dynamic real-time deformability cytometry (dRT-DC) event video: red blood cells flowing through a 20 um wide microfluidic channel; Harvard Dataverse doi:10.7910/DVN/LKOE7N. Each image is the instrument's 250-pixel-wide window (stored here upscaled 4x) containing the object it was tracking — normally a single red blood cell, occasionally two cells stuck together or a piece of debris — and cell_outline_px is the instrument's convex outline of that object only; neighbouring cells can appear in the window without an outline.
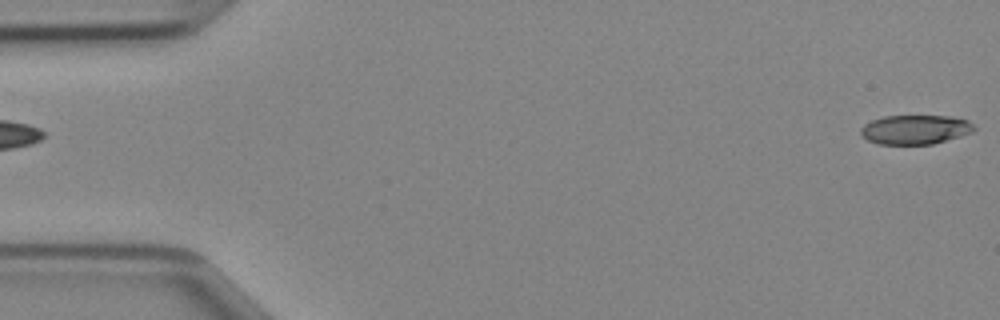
{"species": "Egyptian fruit bat (a non-hibernating species)", "species_latin": "Rousettus aegyptiacus", "temperature_condition": "cold", "stored_images_in_passage": 47, "camera_frame_rate_fps": 3000, "um_per_image_px": 0.085, "animal": {"sex": "female"}, "frame": {"image": 1, "passage_image": 1, "time_ms": 0.0, "image_size_px": [1000, 320], "cell_outline_px": [[976, 128], [972, 132], [960, 136], [932, 144], [876, 144], [868, 140], [860, 132], [860, 128], [864, 124], [872, 120], [884, 116], [948, 116], [968, 120]], "centroid_in_image_um": [77.78, 11.01], "position_along_channel_um": 7.2, "area_um2": 19.25}}
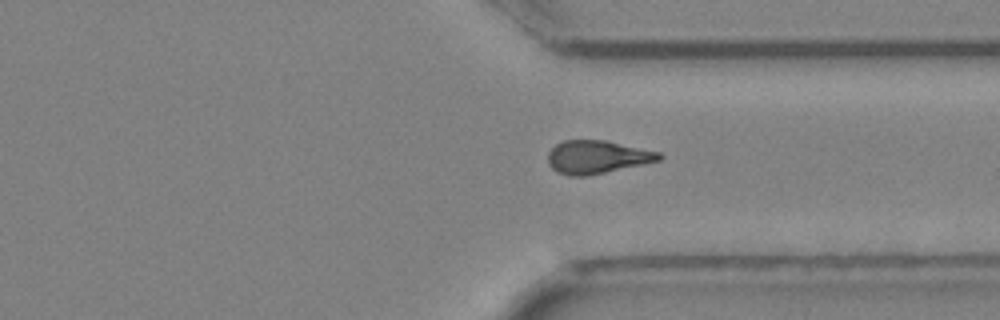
{"frame": {"image": 2, "passage_image": 35, "time_ms": 11.333, "image_size_px": [1000, 320], "cell_outline_px": [[664, 156], [660, 160], [588, 176], [568, 176], [556, 172], [548, 164], [548, 152], [556, 144], [564, 140], [604, 140], [660, 152]], "centroid_in_image_um": [50.72, 13.35], "position_along_channel_um": 360.7, "area_um2": 21.44}}
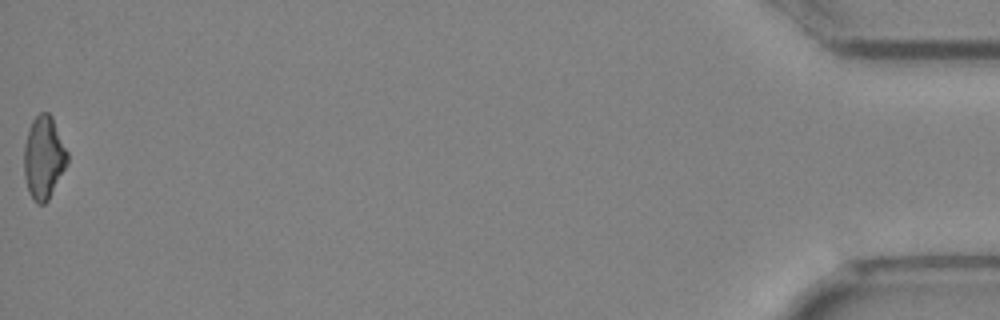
{"frame": {"image": 3, "passage_image": 47, "time_ms": 15.333, "image_size_px": [1000, 320], "cell_outline_px": [[68, 164], [48, 200], [44, 204], [36, 204], [28, 192], [24, 176], [24, 144], [32, 120], [40, 112], [48, 112], [52, 116], [68, 152]], "centroid_in_image_um": [3.72, 13.41], "position_along_channel_um": 431.5, "area_um2": 21.1}}